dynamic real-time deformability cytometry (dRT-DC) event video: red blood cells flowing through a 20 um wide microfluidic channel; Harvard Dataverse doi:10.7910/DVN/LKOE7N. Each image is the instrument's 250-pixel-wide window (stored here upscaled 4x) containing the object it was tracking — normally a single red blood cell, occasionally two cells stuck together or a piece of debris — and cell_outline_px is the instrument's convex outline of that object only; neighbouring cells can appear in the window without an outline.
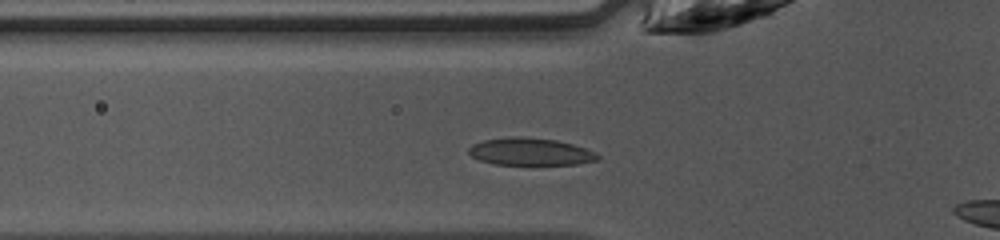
{"species": "common noctule bat (a hibernating species)", "species_latin": "Nyctalus noctula", "temperature_condition": "warm", "stored_images_in_passage": 5, "camera_frame_rate_fps": 3000, "um_per_image_px": 0.085, "animal": {"sex": "female", "body_mass_g": 10.0, "forearm_length_mm": 53.1}, "frame": {"image": 1, "passage_image": 3, "time_ms": 0.667, "image_size_px": [1000, 240], "cell_outline_px": [[600, 160], [576, 164], [492, 164], [480, 160], [472, 156], [468, 152], [468, 148], [472, 144], [484, 140], [508, 136], [520, 136], [556, 140], [572, 144], [584, 148], [600, 156]], "centroid_in_image_um": [45.04, 12.88], "position_along_channel_um": 80.8, "area_um2": 20.46}}